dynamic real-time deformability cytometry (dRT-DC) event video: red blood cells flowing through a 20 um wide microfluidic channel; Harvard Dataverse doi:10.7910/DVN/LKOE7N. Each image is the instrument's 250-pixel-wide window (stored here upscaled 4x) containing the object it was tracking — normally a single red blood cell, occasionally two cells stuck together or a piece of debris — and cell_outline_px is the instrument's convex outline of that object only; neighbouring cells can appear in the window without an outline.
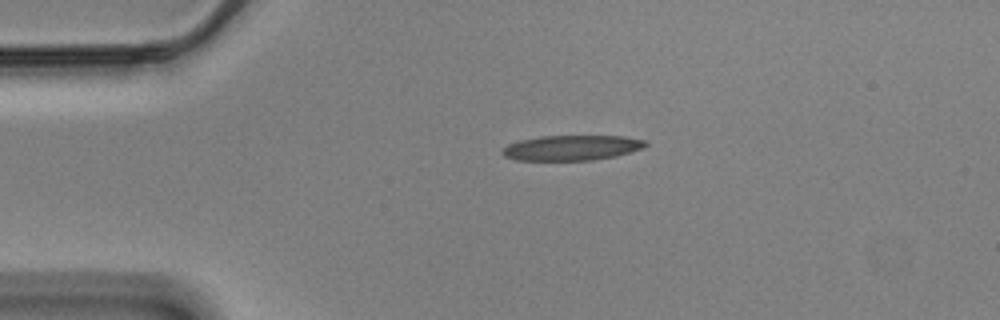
{"species": "Egyptian fruit bat (a non-hibernating species)", "species_latin": "Rousettus aegyptiacus", "temperature_condition": "cold", "stored_images_in_passage": 46, "camera_frame_rate_fps": 3000, "um_per_image_px": 0.085, "animal": {"sex": "male"}, "frame": {"image": 1, "passage_image": 1, "time_ms": 0.0, "image_size_px": [1000, 320], "cell_outline_px": [[648, 144], [644, 148], [616, 156], [592, 160], [516, 160], [504, 156], [500, 152], [508, 144], [520, 140], [540, 136], [624, 136], [648, 140]], "centroid_in_image_um": [48.63, 12.56], "position_along_channel_um": 36.4, "area_um2": 21.1}}
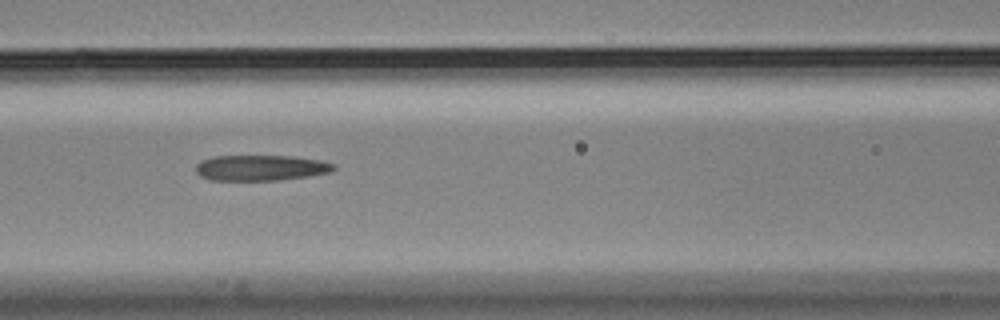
{"frame": {"image": 2, "passage_image": 13, "time_ms": 4.0, "image_size_px": [1000, 320], "cell_outline_px": [[336, 168], [332, 172], [308, 176], [276, 180], [212, 180], [200, 176], [196, 172], [196, 164], [200, 160], [212, 156], [292, 156], [320, 160], [336, 164]], "centroid_in_image_um": [22.17, 14.26], "position_along_channel_um": 144.4, "area_um2": 20.69}}
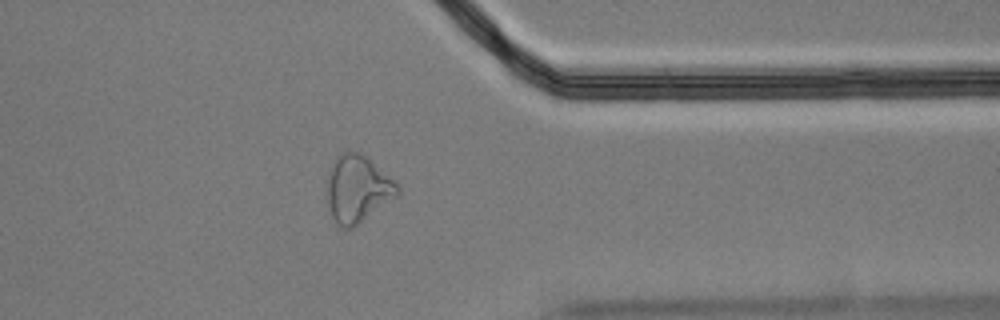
{"frame": {"image": 3, "passage_image": 34, "time_ms": 11.0, "image_size_px": [1000, 320], "cell_outline_px": [[400, 196], [352, 228], [340, 228], [332, 216], [328, 204], [328, 180], [332, 164], [336, 156], [340, 152], [360, 152], [392, 180], [400, 188]], "centroid_in_image_um": [30.41, 16.09], "position_along_channel_um": 381.0, "area_um2": 27.17}, "authors_computed_cell_mechanics": {"area_um2": 22.0796, "velocity_mm_per_s": 3.5149, "shape_relaxation_time_tau1_ms": null, "shape_relaxation_time_tau2_ms": 6.9254, "deformation_change_tau1": null, "deformation_change_tau2": 0.2074}}